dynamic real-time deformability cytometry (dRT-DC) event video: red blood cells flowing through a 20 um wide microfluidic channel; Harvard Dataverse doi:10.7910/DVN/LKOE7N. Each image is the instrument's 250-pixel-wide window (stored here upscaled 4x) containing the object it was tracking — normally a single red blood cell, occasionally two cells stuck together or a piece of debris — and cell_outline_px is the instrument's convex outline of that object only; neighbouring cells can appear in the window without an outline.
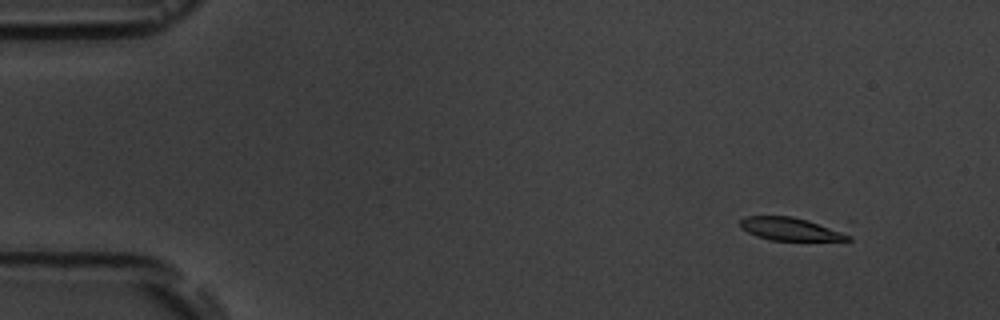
{"species": "common noctule bat (a hibernating species)", "species_latin": "Nyctalus noctula", "temperature_condition": "room temperature", "stored_images_in_passage": 5, "camera_frame_rate_fps": 3000, "um_per_image_px": 0.085, "animal": {"sex": "male", "body_mass_g": 19.5, "forearm_length_mm": 54.6}, "frame": {"image": 1, "passage_image": 2, "time_ms": 1.0, "image_size_px": [1000, 320], "cell_outline_px": [[852, 240], [772, 240], [756, 236], [740, 228], [740, 220], [744, 216], [792, 216], [844, 228], [852, 236]], "centroid_in_image_um": [67.32, 19.45], "position_along_channel_um": 17.7, "area_um2": 15.03}}
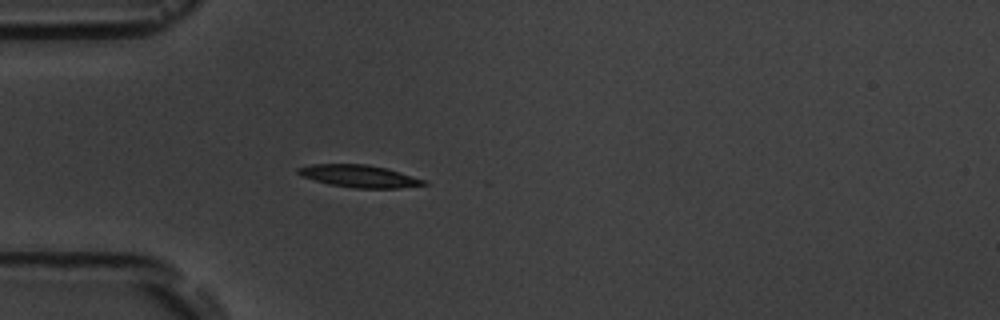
{"frame": {"image": 2, "passage_image": 5, "time_ms": 4.667, "image_size_px": [1000, 320], "cell_outline_px": [[428, 184], [400, 188], [352, 188], [328, 184], [304, 176], [296, 172], [296, 168], [312, 164], [368, 164], [388, 168], [424, 180]], "centroid_in_image_um": [30.53, 14.97], "position_along_channel_um": 54.5, "area_um2": 16.3}}